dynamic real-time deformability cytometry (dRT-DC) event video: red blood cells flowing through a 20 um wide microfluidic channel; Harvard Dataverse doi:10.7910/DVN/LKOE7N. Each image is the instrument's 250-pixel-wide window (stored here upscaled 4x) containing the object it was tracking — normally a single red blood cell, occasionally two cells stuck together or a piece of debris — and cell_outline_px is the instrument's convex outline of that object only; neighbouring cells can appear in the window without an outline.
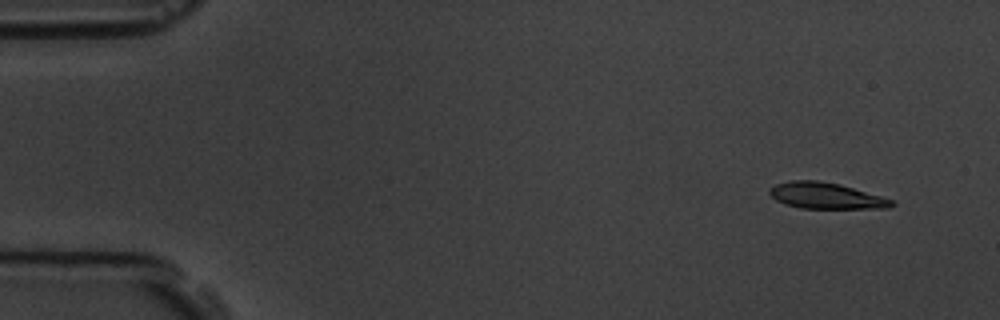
{"species": "common noctule bat (a hibernating species)", "species_latin": "Nyctalus noctula", "temperature_condition": "room temperature", "stored_images_in_passage": 7, "camera_frame_rate_fps": 3000, "um_per_image_px": 0.085, "animal": {"sex": "male", "body_mass_g": 19.5, "forearm_length_mm": 54.6}, "frame": {"image": 1, "passage_image": 1, "time_ms": 0.0, "image_size_px": [1000, 320], "cell_outline_px": [[896, 204], [888, 208], [800, 208], [784, 204], [776, 200], [768, 192], [776, 184], [788, 180], [820, 180], [840, 184], [880, 196], [892, 200]], "centroid_in_image_um": [70.18, 16.63], "position_along_channel_um": 14.8, "area_um2": 18.5}}
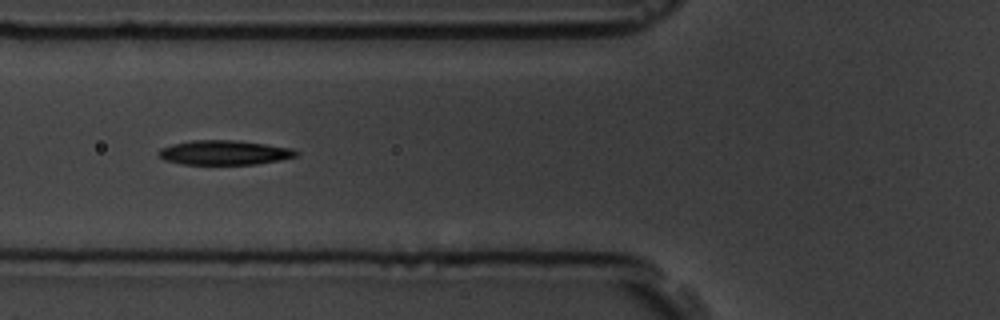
{"frame": {"image": 2, "passage_image": 6, "time_ms": 5.667, "image_size_px": [1000, 320], "cell_outline_px": [[300, 152], [296, 156], [280, 160], [256, 164], [180, 164], [164, 160], [156, 156], [156, 152], [160, 148], [172, 144], [192, 140], [232, 140], [264, 144], [292, 148]], "centroid_in_image_um": [19.0, 12.97], "position_along_channel_um": 106.8, "area_um2": 19.71}}
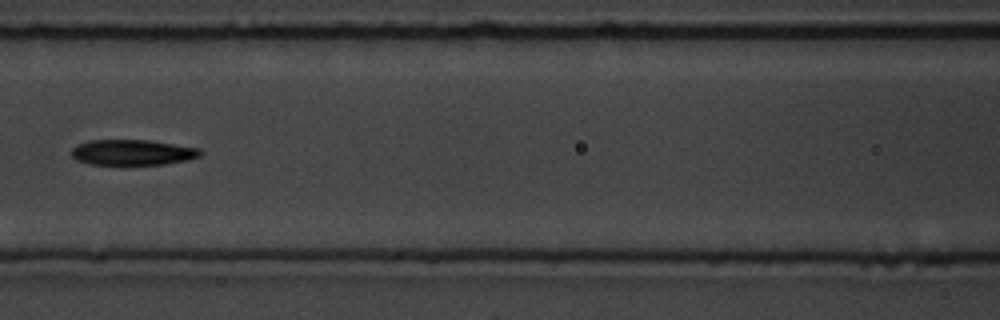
{"frame": {"image": 3, "passage_image": 7, "time_ms": 7.0, "image_size_px": [1000, 320], "cell_outline_px": [[204, 152], [200, 156], [188, 160], [164, 164], [88, 164], [76, 160], [72, 156], [72, 148], [76, 144], [92, 140], [148, 140], [200, 148]], "centroid_in_image_um": [11.27, 12.95], "position_along_channel_um": 155.3, "area_um2": 19.19}}